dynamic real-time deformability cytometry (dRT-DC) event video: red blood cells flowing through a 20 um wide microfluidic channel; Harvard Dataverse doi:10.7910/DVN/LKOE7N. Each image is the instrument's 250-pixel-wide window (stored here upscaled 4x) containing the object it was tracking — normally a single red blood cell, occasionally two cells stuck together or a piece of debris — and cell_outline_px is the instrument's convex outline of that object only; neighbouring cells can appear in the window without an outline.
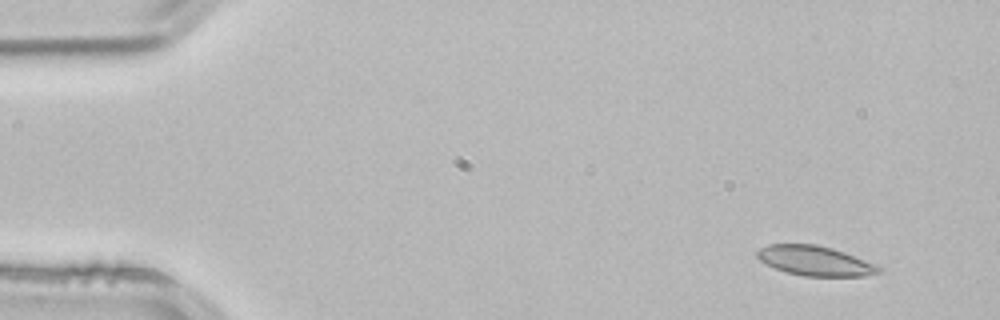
{"species": "common noctule bat (a hibernating species)", "species_latin": "Nyctalus noctula", "temperature_condition": "room temperature", "stored_images_in_passage": 2, "camera_frame_rate_fps": 3000, "um_per_image_px": 0.085, "animal": {"sex": "male", "body_mass_g": 21.5, "forearm_length_mm": 52.0}, "frame": {"image": 1, "passage_image": 1, "time_ms": 0.0, "image_size_px": [1000, 320], "cell_outline_px": [[884, 272], [864, 276], [804, 276], [784, 272], [760, 260], [756, 256], [756, 252], [760, 248], [768, 244], [816, 244], [832, 248], [844, 252], [884, 268]], "centroid_in_image_um": [69.29, 22.17], "position_along_channel_um": 15.7, "area_um2": 21.1}}